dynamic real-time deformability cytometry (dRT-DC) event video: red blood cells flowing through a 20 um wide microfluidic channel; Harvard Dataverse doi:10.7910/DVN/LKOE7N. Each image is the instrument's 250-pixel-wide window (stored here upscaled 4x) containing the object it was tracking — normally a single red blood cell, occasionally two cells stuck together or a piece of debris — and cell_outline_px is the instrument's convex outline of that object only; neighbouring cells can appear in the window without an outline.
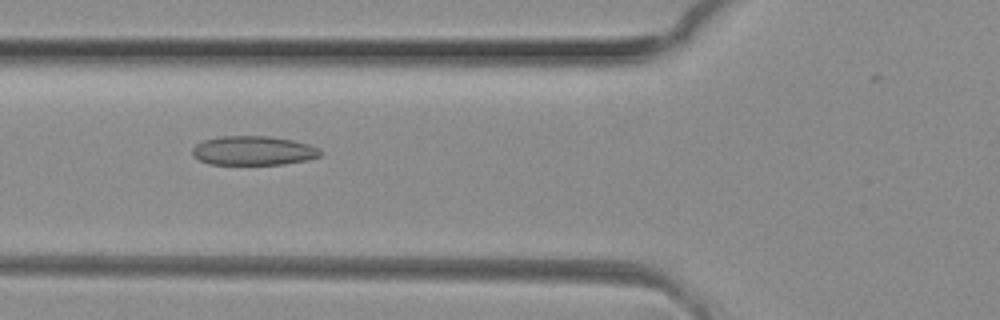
{"species": "common noctule bat (a hibernating species)", "species_latin": "Nyctalus noctula", "temperature_condition": "room temperature", "stored_images_in_passage": 43, "camera_frame_rate_fps": 3000, "um_per_image_px": 0.085, "animal": {"sex": "female", "body_mass_g": 29.2, "forearm_length_mm": 56.3}, "frame": {"image": 1, "passage_image": 18, "time_ms": 5.667, "image_size_px": [1000, 320], "cell_outline_px": [[324, 152], [320, 156], [308, 160], [284, 164], [208, 164], [192, 156], [192, 148], [196, 144], [204, 140], [220, 136], [268, 136], [292, 140], [308, 144], [320, 148]], "centroid_in_image_um": [21.55, 12.8], "position_along_channel_um": 104.3, "area_um2": 21.91}}
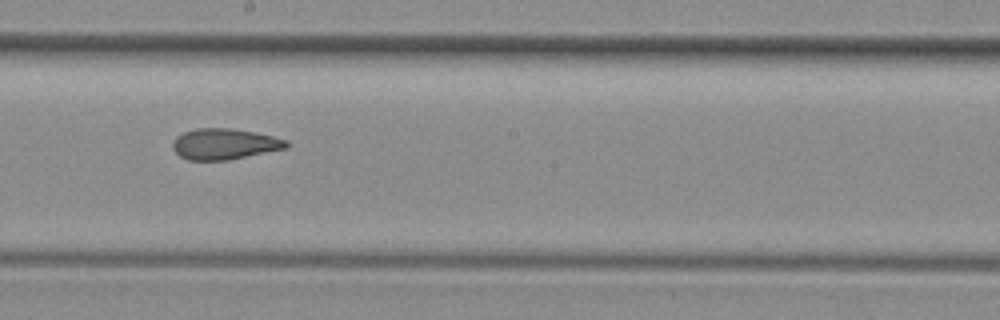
{"frame": {"image": 2, "passage_image": 27, "time_ms": 8.667, "image_size_px": [1000, 320], "cell_outline_px": [[288, 148], [228, 160], [188, 160], [180, 156], [172, 148], [172, 144], [176, 136], [184, 132], [196, 128], [232, 128], [256, 132], [288, 140]], "centroid_in_image_um": [19.08, 12.23], "position_along_channel_um": 229.1, "area_um2": 20.58}}
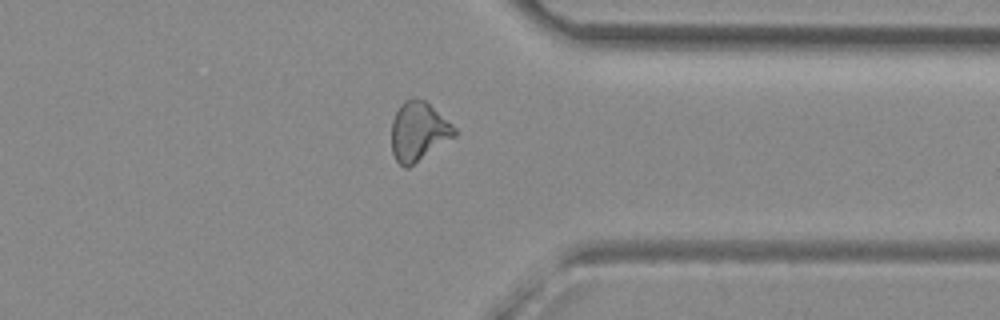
{"frame": {"image": 3, "passage_image": 38, "time_ms": 12.333, "image_size_px": [1000, 320], "cell_outline_px": [[456, 136], [408, 168], [404, 168], [396, 160], [392, 152], [392, 120], [400, 104], [404, 100], [424, 100], [452, 124], [456, 128]], "centroid_in_image_um": [35.57, 11.2], "position_along_channel_um": 375.8, "area_um2": 21.39}, "authors_computed_cell_mechanics": {"area_um2": 21.386, "velocity_mm_per_s": 4.1609, "shape_relaxation_time_tau1_ms": null, "shape_relaxation_time_tau2_ms": 2.1361, "deformation_change_tau1": null, "deformation_change_tau2": 0.0971}}